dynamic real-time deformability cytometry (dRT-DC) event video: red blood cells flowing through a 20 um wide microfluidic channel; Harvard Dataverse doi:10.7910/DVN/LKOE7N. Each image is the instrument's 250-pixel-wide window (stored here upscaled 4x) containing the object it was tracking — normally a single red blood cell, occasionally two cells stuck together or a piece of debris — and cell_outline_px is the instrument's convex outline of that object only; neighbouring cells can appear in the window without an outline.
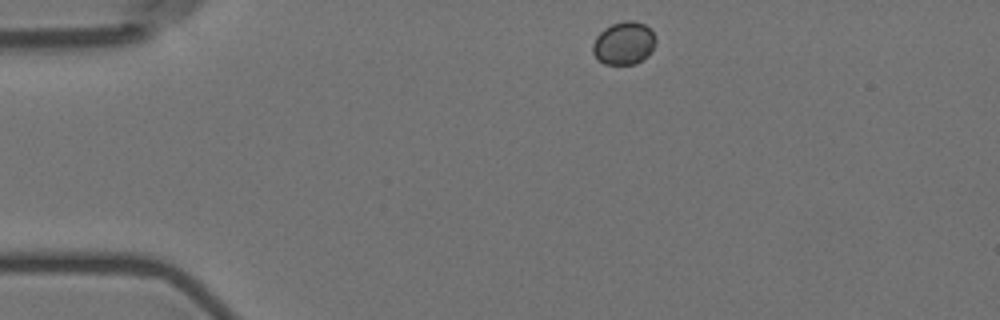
{"species": "Egyptian fruit bat (a non-hibernating species)", "species_latin": "Rousettus aegyptiacus", "temperature_condition": "room temperature", "stored_images_in_passage": 3, "camera_frame_rate_fps": 3000, "um_per_image_px": 0.085, "animal": {"sex": "female"}, "frame": {"image": 1, "passage_image": 1, "time_ms": 0.0, "image_size_px": [1000, 320], "cell_outline_px": [[656, 40], [652, 52], [648, 56], [636, 64], [604, 64], [592, 52], [592, 44], [596, 36], [604, 28], [612, 24], [624, 20], [632, 20], [644, 24], [656, 36]], "centroid_in_image_um": [53.04, 3.67], "position_along_channel_um": 32.0, "area_um2": 15.84}}
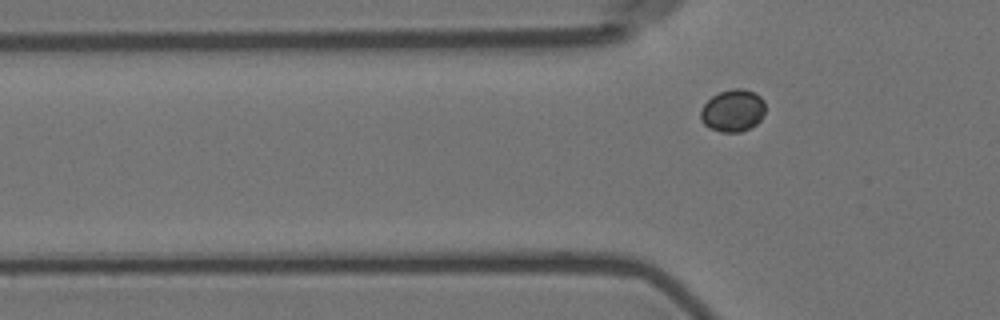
{"frame": {"image": 2, "passage_image": 3, "time_ms": 2.333, "image_size_px": [1000, 320], "cell_outline_px": [[764, 112], [760, 120], [756, 124], [740, 132], [720, 132], [708, 128], [700, 120], [700, 108], [712, 96], [720, 92], [732, 88], [744, 88], [756, 92], [764, 100]], "centroid_in_image_um": [62.27, 9.39], "position_along_channel_um": 63.5, "area_um2": 16.13}}